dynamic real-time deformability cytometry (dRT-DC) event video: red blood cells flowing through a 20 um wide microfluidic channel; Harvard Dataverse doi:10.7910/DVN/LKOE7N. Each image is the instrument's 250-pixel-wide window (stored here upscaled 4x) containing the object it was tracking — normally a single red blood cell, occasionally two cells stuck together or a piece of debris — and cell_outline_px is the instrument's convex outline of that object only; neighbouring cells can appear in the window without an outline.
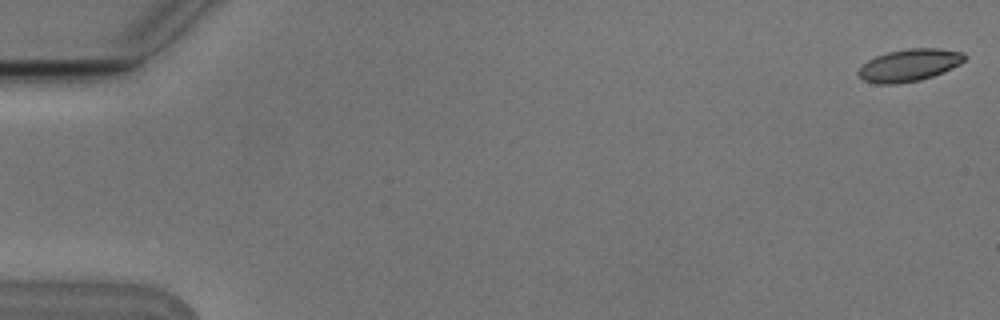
{"species": "Egyptian fruit bat (a non-hibernating species)", "species_latin": "Rousettus aegyptiacus", "temperature_condition": "cold", "stored_images_in_passage": 7, "camera_frame_rate_fps": 3000, "um_per_image_px": 0.085, "animal": {"sex": "male"}, "frame": {"image": 1, "passage_image": 1, "time_ms": 0.0, "image_size_px": [1000, 320], "cell_outline_px": [[968, 56], [960, 64], [944, 72], [920, 80], [896, 84], [876, 84], [864, 80], [856, 72], [868, 60], [876, 56], [888, 52], [908, 48], [936, 48], [964, 52]], "centroid_in_image_um": [77.31, 5.54], "position_along_channel_um": 7.7, "area_um2": 20.0}}
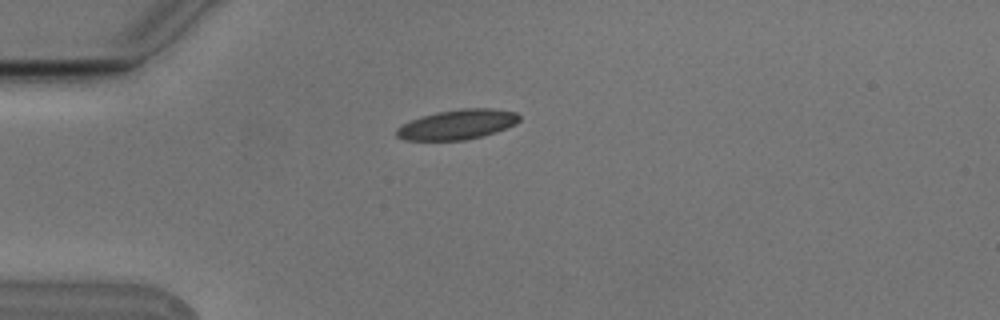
{"frame": {"image": 2, "passage_image": 5, "time_ms": 1.333, "image_size_px": [1000, 320], "cell_outline_px": [[520, 120], [516, 124], [496, 132], [464, 140], [404, 140], [396, 136], [396, 128], [412, 120], [424, 116], [440, 112], [460, 108], [492, 108], [516, 112], [520, 116]], "centroid_in_image_um": [38.91, 10.58], "position_along_channel_um": 46.1, "area_um2": 21.15}}